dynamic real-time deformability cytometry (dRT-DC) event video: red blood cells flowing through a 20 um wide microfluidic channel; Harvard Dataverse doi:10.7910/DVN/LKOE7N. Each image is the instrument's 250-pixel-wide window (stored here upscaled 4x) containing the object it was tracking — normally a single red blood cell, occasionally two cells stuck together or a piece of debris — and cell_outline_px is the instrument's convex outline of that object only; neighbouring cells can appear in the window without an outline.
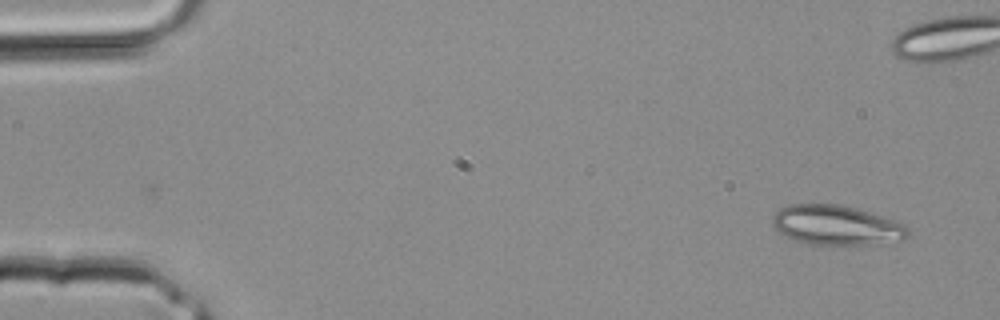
{"species": "common noctule bat (a hibernating species)", "species_latin": "Nyctalus noctula", "temperature_condition": "room temperature", "stored_images_in_passage": 2, "camera_frame_rate_fps": 3000, "um_per_image_px": 0.085, "animal": {"sex": "male", "body_mass_g": 20.4}, "frame": {"image": 1, "passage_image": 2, "time_ms": 0.333, "image_size_px": [1000, 320], "cell_outline_px": [[908, 236], [904, 240], [876, 244], [840, 248], [808, 244], [796, 240], [776, 232], [772, 224], [772, 216], [780, 208], [788, 204], [840, 204], [856, 208], [896, 220], [904, 224], [908, 228]], "centroid_in_image_um": [71.1, 19.19], "position_along_channel_um": 13.9, "area_um2": 32.54}}